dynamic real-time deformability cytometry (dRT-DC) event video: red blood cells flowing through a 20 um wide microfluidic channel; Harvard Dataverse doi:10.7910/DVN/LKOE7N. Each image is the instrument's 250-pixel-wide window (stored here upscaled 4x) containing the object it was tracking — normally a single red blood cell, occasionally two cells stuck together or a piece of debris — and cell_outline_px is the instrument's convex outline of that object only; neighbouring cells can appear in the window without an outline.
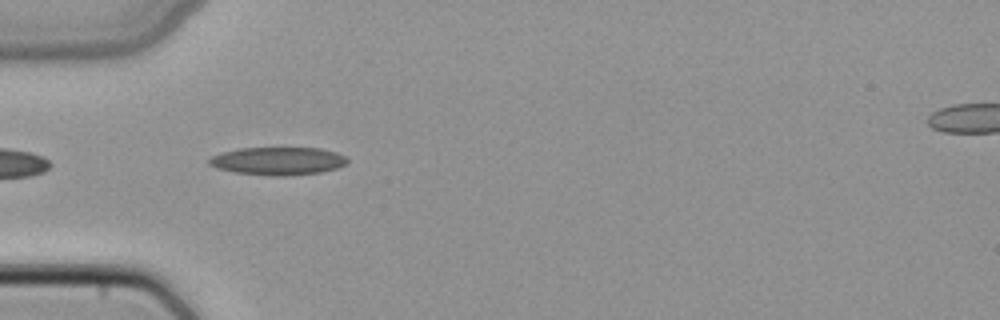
{"species": "common noctule bat (a hibernating species)", "species_latin": "Nyctalus noctula", "temperature_condition": "cold", "stored_images_in_passage": 2, "camera_frame_rate_fps": 3000, "um_per_image_px": 0.085, "animal": {"sex": "female", "body_mass_g": 22.7, "forearm_length_mm": 54.2}, "frame": {"image": 1, "passage_image": 1, "time_ms": 0.0, "image_size_px": [1000, 320], "cell_outline_px": [[348, 160], [344, 164], [336, 168], [320, 172], [284, 176], [272, 176], [236, 172], [216, 168], [208, 164], [208, 160], [212, 156], [224, 152], [240, 148], [320, 148], [336, 152], [348, 156]], "centroid_in_image_um": [23.64, 13.68], "position_along_channel_um": 61.4, "area_um2": 22.37}}
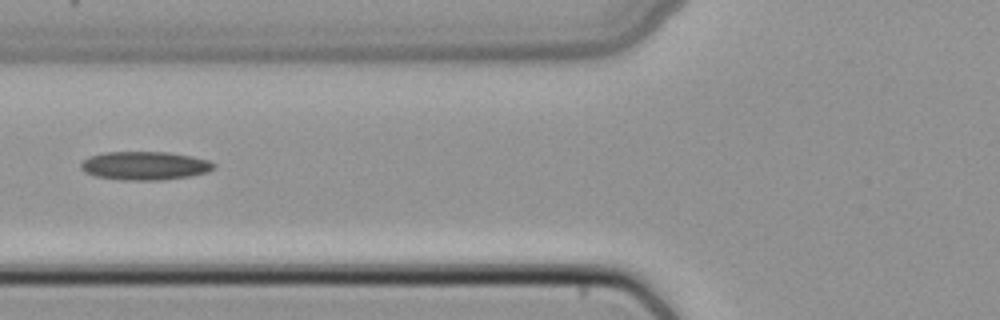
{"frame": {"image": 2, "passage_image": 2, "time_ms": 0.333, "image_size_px": [1000, 320], "cell_outline_px": [[216, 168], [208, 172], [188, 176], [160, 180], [120, 180], [92, 176], [84, 172], [80, 168], [80, 164], [88, 156], [104, 152], [168, 152], [192, 156], [208, 160], [216, 164]], "centroid_in_image_um": [12.28, 14.08], "position_along_channel_um": 113.5, "area_um2": 22.31}}